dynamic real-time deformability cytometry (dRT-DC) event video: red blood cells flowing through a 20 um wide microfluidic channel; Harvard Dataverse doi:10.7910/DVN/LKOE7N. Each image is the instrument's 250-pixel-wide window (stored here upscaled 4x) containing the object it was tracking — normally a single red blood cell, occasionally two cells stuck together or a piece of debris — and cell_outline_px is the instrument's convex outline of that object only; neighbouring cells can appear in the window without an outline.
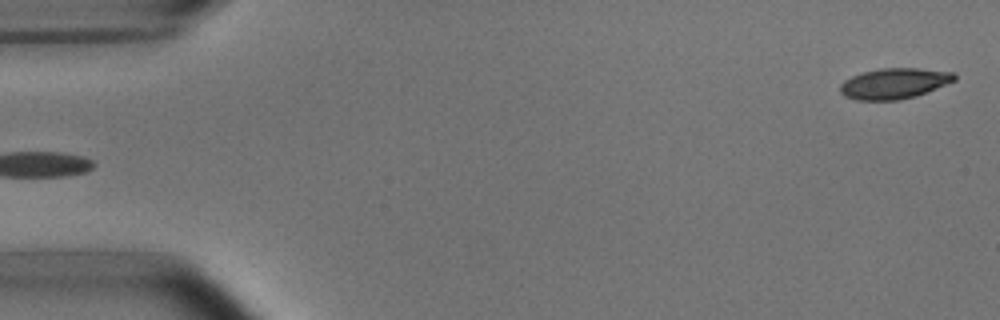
{"species": "common noctule bat (a hibernating species)", "species_latin": "Nyctalus noctula", "temperature_condition": "room temperature", "stored_images_in_passage": 6, "segment_of_instrument_passage": [2, 2], "camera_frame_rate_fps": 3000, "um_per_image_px": 0.085, "animal": {"sex": "male", "body_mass_g": 15.6}, "frame": {"image": 1, "passage_image": 6, "time_ms": 5.667, "image_size_px": [1000, 320], "cell_outline_px": [[956, 80], [916, 96], [900, 100], [856, 100], [844, 96], [840, 92], [840, 84], [844, 80], [852, 76], [864, 72], [880, 68], [920, 68], [952, 72], [956, 76]], "centroid_in_image_um": [75.99, 7.1], "position_along_channel_um": 9.0, "area_um2": 20.4}}